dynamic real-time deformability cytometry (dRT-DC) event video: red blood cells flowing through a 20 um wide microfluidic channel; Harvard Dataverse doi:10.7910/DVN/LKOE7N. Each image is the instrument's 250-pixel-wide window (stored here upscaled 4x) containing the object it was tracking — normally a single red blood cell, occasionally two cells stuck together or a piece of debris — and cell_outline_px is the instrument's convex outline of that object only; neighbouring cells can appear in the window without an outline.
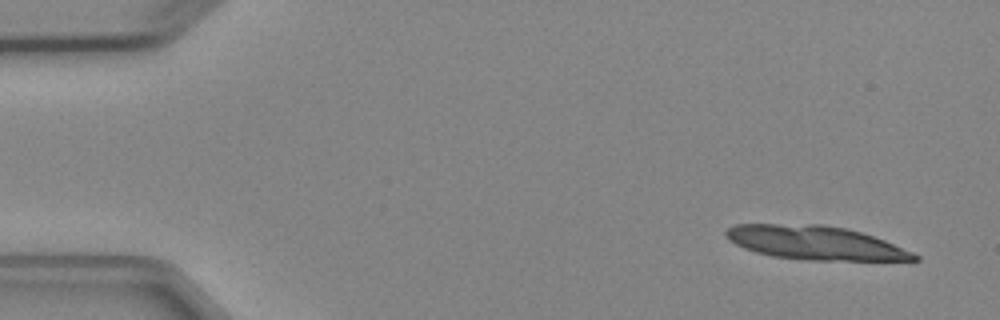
{"species": "Egyptian fruit bat (a non-hibernating species)", "species_latin": "Rousettus aegyptiacus", "temperature_condition": "cold", "stored_images_in_passage": 5, "camera_frame_rate_fps": 3000, "um_per_image_px": 0.085, "animal": {"sex": "female"}, "frame": {"image": 1, "passage_image": 1, "time_ms": 0.0, "image_size_px": [1000, 320], "cell_outline_px": [[920, 260], [808, 260], [772, 256], [756, 252], [744, 248], [728, 240], [724, 236], [724, 232], [728, 228], [736, 224], [820, 224], [844, 228], [860, 232], [884, 240], [912, 252], [920, 256]], "centroid_in_image_um": [69.25, 20.63], "position_along_channel_um": 15.7, "area_um2": 36.82}}
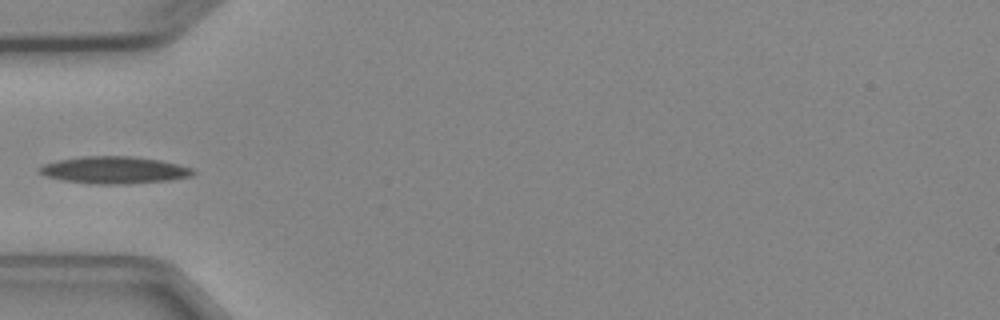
{"frame": {"image": 2, "passage_image": 5, "time_ms": 4.667, "image_size_px": [1000, 320], "cell_outline_px": [[196, 172], [192, 176], [172, 180], [124, 184], [96, 184], [64, 180], [48, 176], [36, 172], [36, 168], [44, 164], [60, 160], [80, 156], [132, 156], [160, 160], [180, 164], [192, 168]], "centroid_in_image_um": [9.74, 14.45], "position_along_channel_um": 75.3, "area_um2": 24.39}}